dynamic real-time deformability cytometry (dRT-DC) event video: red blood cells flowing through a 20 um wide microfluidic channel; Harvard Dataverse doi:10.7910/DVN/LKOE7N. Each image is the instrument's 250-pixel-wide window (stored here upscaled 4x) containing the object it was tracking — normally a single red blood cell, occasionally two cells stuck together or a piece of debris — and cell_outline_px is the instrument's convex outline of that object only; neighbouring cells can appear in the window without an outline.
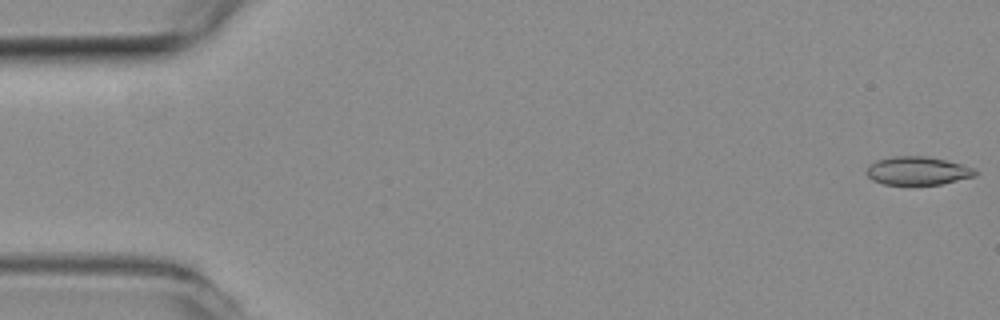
{"species": "common noctule bat (a hibernating species)", "species_latin": "Nyctalus noctula", "temperature_condition": "room temperature", "stored_images_in_passage": 54, "camera_frame_rate_fps": 3000, "um_per_image_px": 0.085, "animal": {"sex": "female", "body_mass_g": 19.3, "forearm_length_mm": 54.1}, "frame": {"image": 1, "passage_image": 1, "time_ms": 0.0, "image_size_px": [1000, 320], "cell_outline_px": [[980, 172], [976, 176], [940, 184], [884, 184], [872, 180], [864, 172], [868, 164], [876, 160], [892, 156], [924, 156], [944, 160], [960, 164], [972, 168]], "centroid_in_image_um": [77.95, 14.51], "position_along_channel_um": 7.0, "area_um2": 17.92}}
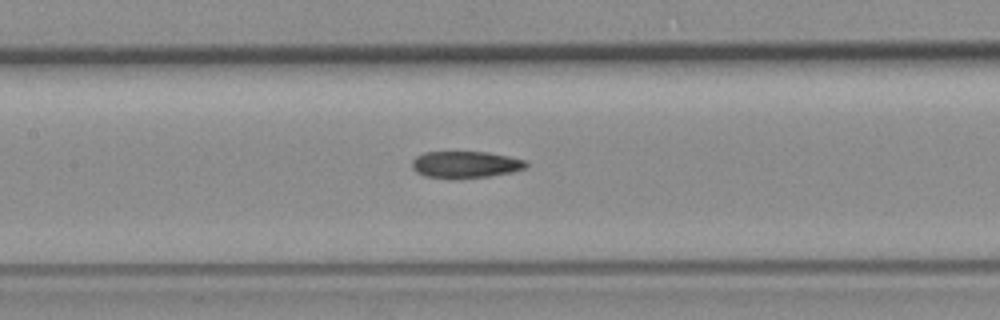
{"frame": {"image": 2, "passage_image": 25, "time_ms": 8.0, "image_size_px": [1000, 320], "cell_outline_px": [[528, 168], [512, 172], [488, 176], [456, 180], [448, 180], [424, 176], [416, 172], [412, 168], [412, 160], [416, 156], [424, 152], [488, 152], [528, 160]], "centroid_in_image_um": [39.56, 14.01], "position_along_channel_um": 167.8, "area_um2": 18.38}}
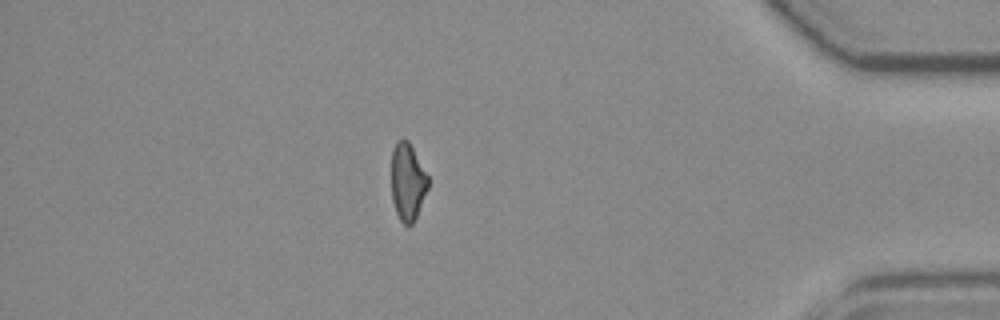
{"frame": {"image": 3, "passage_image": 47, "time_ms": 15.333, "image_size_px": [1000, 320], "cell_outline_px": [[428, 188], [416, 216], [412, 224], [408, 228], [400, 220], [396, 212], [392, 200], [392, 152], [396, 140], [408, 140], [428, 176]], "centroid_in_image_um": [34.64, 15.47], "position_along_channel_um": 400.6, "area_um2": 16.36}, "authors_computed_cell_mechanics": {"area_um2": 18.207, "velocity_mm_per_s": 3.7725, "shape_relaxation_time_tau1_ms": 6.0889, "shape_relaxation_time_tau2_ms": 2.9691, "deformation_change_tau1": 0.1475, "deformation_change_tau2": 0.1013}}